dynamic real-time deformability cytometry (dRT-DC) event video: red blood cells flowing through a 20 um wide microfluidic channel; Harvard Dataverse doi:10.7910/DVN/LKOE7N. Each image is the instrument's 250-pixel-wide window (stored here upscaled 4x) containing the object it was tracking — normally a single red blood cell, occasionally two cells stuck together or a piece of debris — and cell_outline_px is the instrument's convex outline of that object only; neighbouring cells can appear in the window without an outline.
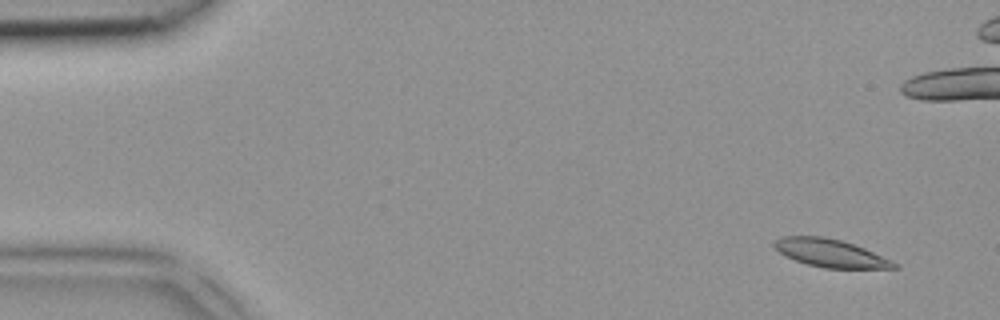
{"species": "common noctule bat (a hibernating species)", "species_latin": "Nyctalus noctula", "temperature_condition": "room temperature", "stored_images_in_passage": 4, "camera_frame_rate_fps": 3000, "um_per_image_px": 0.085, "animal": {"sex": "female", "body_mass_g": 18.4}, "frame": {"image": 1, "passage_image": 1, "time_ms": 0.0, "image_size_px": [1000, 320], "cell_outline_px": [[900, 268], [824, 268], [808, 264], [784, 256], [772, 244], [780, 236], [824, 236], [840, 240], [864, 248], [892, 260], [900, 264]], "centroid_in_image_um": [70.6, 21.51], "position_along_channel_um": 14.4, "area_um2": 19.42}}